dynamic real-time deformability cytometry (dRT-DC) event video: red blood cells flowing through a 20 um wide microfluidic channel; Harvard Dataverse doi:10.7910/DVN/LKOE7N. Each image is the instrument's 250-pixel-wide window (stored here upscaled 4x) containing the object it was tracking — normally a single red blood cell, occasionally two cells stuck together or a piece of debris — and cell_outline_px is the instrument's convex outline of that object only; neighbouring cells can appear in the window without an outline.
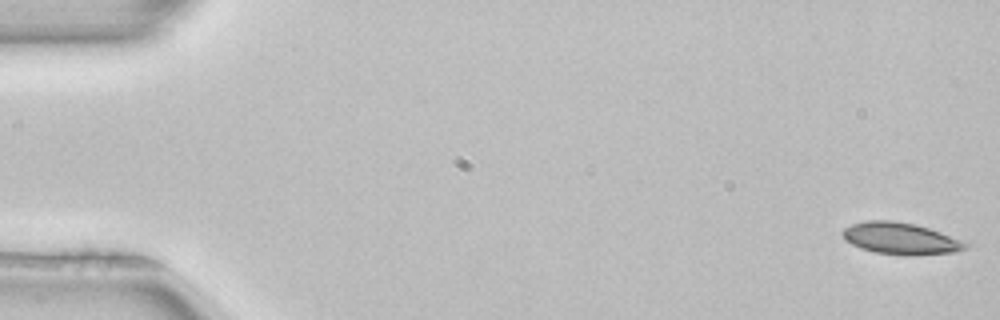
{"species": "common noctule bat (a hibernating species)", "species_latin": "Nyctalus noctula", "temperature_condition": "room temperature", "stored_images_in_passage": 13, "camera_frame_rate_fps": 3000, "um_per_image_px": 0.085, "animal": {"sex": "female", "body_mass_g": 22.7, "forearm_length_mm": 54.2}, "frame": {"image": 1, "passage_image": 1, "time_ms": 0.0, "image_size_px": [1000, 320], "cell_outline_px": [[972, 244], [968, 248], [956, 252], [912, 256], [876, 252], [860, 248], [852, 244], [840, 232], [844, 228], [852, 224], [868, 220], [892, 220], [916, 224], [968, 240]], "centroid_in_image_um": [76.68, 20.27], "position_along_channel_um": 8.3, "area_um2": 23.18}}